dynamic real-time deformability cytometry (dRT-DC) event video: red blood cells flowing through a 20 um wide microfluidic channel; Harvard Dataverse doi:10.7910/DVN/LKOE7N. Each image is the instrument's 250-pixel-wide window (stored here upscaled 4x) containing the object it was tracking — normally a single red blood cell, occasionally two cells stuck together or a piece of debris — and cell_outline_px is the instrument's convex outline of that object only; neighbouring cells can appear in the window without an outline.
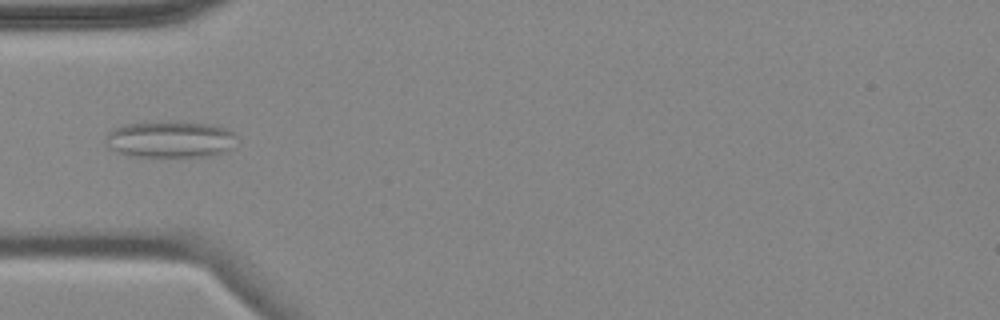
{"species": "common noctule bat (a hibernating species)", "species_latin": "Nyctalus noctula", "temperature_condition": "cold", "stored_images_in_passage": 6, "camera_frame_rate_fps": 3000, "um_per_image_px": 0.085, "animal": {"sex": "female", "body_mass_g": 18.4}, "frame": {"image": 1, "passage_image": 5, "time_ms": 4.667, "image_size_px": [1000, 320], "cell_outline_px": [[236, 136], [232, 148], [228, 152], [212, 156], [132, 156], [116, 152], [108, 148], [104, 144], [108, 132], [112, 128], [124, 124], [164, 120], [180, 120], [212, 124], [228, 128], [236, 132]], "centroid_in_image_um": [14.49, 11.81], "position_along_channel_um": 70.5, "area_um2": 29.02}}